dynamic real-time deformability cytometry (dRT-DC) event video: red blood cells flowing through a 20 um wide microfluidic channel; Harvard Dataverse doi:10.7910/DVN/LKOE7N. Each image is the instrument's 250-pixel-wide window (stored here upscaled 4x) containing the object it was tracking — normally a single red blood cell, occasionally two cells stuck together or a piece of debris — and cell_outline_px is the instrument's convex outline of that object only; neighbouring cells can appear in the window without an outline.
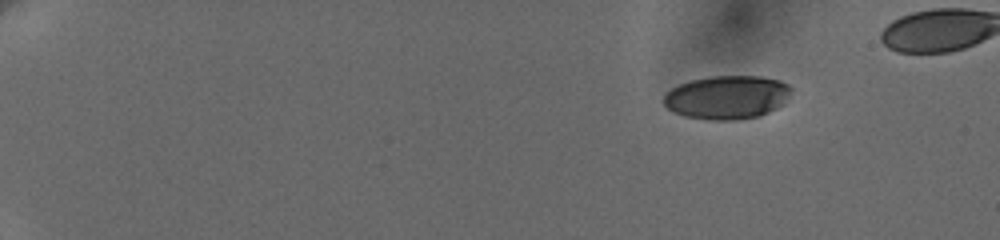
{"species": "human", "species_latin": "Homo sapiens", "temperature_condition": "cold", "stored_images_in_passage": 7, "camera_frame_rate_fps": 3000, "um_per_image_px": 0.085, "donor": {"sex": "female"}, "frame": {"image": 1, "passage_image": 1, "time_ms": 0.0, "image_size_px": [1000, 240], "cell_outline_px": [[792, 92], [784, 104], [760, 116], [736, 120], [708, 120], [684, 116], [668, 108], [664, 104], [664, 96], [672, 88], [680, 84], [692, 80], [712, 76], [760, 76], [780, 80], [788, 84], [792, 88]], "centroid_in_image_um": [61.85, 8.27], "position_along_channel_um": 23.2, "area_um2": 32.43}}
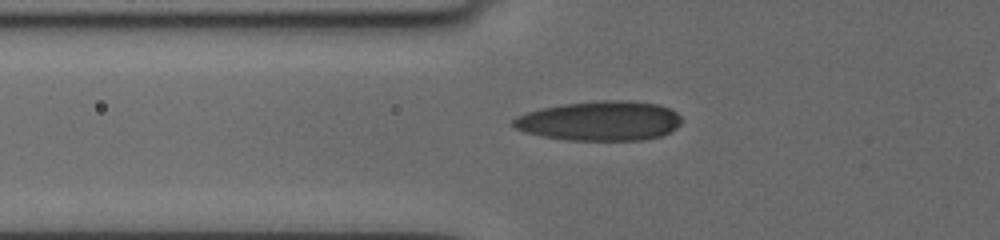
{"frame": {"image": 2, "passage_image": 6, "time_ms": 5.333, "image_size_px": [1000, 240], "cell_outline_px": [[680, 124], [676, 128], [660, 136], [640, 140], [568, 140], [540, 136], [524, 132], [516, 128], [512, 124], [512, 120], [516, 116], [540, 108], [564, 104], [604, 100], [620, 100], [656, 104], [668, 108], [676, 112], [680, 116]], "centroid_in_image_um": [50.95, 10.28], "position_along_channel_um": 74.9, "area_um2": 38.61}}